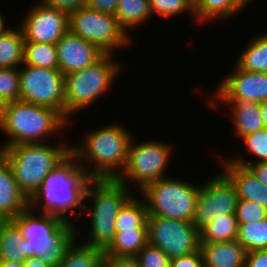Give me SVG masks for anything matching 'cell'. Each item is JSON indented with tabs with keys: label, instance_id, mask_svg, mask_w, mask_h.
<instances>
[{
	"label": "cell",
	"instance_id": "obj_1",
	"mask_svg": "<svg viewBox=\"0 0 267 267\" xmlns=\"http://www.w3.org/2000/svg\"><path fill=\"white\" fill-rule=\"evenodd\" d=\"M131 134L118 123L90 130L83 136L82 145H71V154L91 179H116L125 167Z\"/></svg>",
	"mask_w": 267,
	"mask_h": 267
},
{
	"label": "cell",
	"instance_id": "obj_2",
	"mask_svg": "<svg viewBox=\"0 0 267 267\" xmlns=\"http://www.w3.org/2000/svg\"><path fill=\"white\" fill-rule=\"evenodd\" d=\"M91 180L77 159L70 154L45 177L42 186L29 200V207L72 222L69 213L78 221L82 217L85 192ZM80 208L81 212L78 213L76 209Z\"/></svg>",
	"mask_w": 267,
	"mask_h": 267
},
{
	"label": "cell",
	"instance_id": "obj_3",
	"mask_svg": "<svg viewBox=\"0 0 267 267\" xmlns=\"http://www.w3.org/2000/svg\"><path fill=\"white\" fill-rule=\"evenodd\" d=\"M62 142L19 144L0 150L19 190L28 200L42 186L45 177L71 154V143Z\"/></svg>",
	"mask_w": 267,
	"mask_h": 267
},
{
	"label": "cell",
	"instance_id": "obj_4",
	"mask_svg": "<svg viewBox=\"0 0 267 267\" xmlns=\"http://www.w3.org/2000/svg\"><path fill=\"white\" fill-rule=\"evenodd\" d=\"M115 179L91 180L85 192L86 202L92 200L88 207L84 203V215L91 218L88 238L82 243L105 251L112 243L116 230V217L122 206L133 196L131 189ZM87 205V206H86ZM87 238V239H86Z\"/></svg>",
	"mask_w": 267,
	"mask_h": 267
},
{
	"label": "cell",
	"instance_id": "obj_5",
	"mask_svg": "<svg viewBox=\"0 0 267 267\" xmlns=\"http://www.w3.org/2000/svg\"><path fill=\"white\" fill-rule=\"evenodd\" d=\"M66 125L69 122L55 109L20 100L6 103L0 131L8 140L0 150L19 144L45 143Z\"/></svg>",
	"mask_w": 267,
	"mask_h": 267
},
{
	"label": "cell",
	"instance_id": "obj_6",
	"mask_svg": "<svg viewBox=\"0 0 267 267\" xmlns=\"http://www.w3.org/2000/svg\"><path fill=\"white\" fill-rule=\"evenodd\" d=\"M37 213H41L37 215ZM11 221L27 242L28 258L57 259L76 238L77 227L63 218L32 210L29 206ZM76 227V228H75Z\"/></svg>",
	"mask_w": 267,
	"mask_h": 267
},
{
	"label": "cell",
	"instance_id": "obj_7",
	"mask_svg": "<svg viewBox=\"0 0 267 267\" xmlns=\"http://www.w3.org/2000/svg\"><path fill=\"white\" fill-rule=\"evenodd\" d=\"M113 57V54H104L94 64L64 75L65 119L68 122L75 113L99 100L118 78L122 65Z\"/></svg>",
	"mask_w": 267,
	"mask_h": 267
},
{
	"label": "cell",
	"instance_id": "obj_8",
	"mask_svg": "<svg viewBox=\"0 0 267 267\" xmlns=\"http://www.w3.org/2000/svg\"><path fill=\"white\" fill-rule=\"evenodd\" d=\"M200 183L174 177H165L150 182L139 192L144 200L148 215L166 219L193 222Z\"/></svg>",
	"mask_w": 267,
	"mask_h": 267
},
{
	"label": "cell",
	"instance_id": "obj_9",
	"mask_svg": "<svg viewBox=\"0 0 267 267\" xmlns=\"http://www.w3.org/2000/svg\"><path fill=\"white\" fill-rule=\"evenodd\" d=\"M135 143L132 138L125 167L115 180L127 187L131 181L139 192L150 182L168 177L165 173L174 149L167 142L152 139Z\"/></svg>",
	"mask_w": 267,
	"mask_h": 267
},
{
	"label": "cell",
	"instance_id": "obj_10",
	"mask_svg": "<svg viewBox=\"0 0 267 267\" xmlns=\"http://www.w3.org/2000/svg\"><path fill=\"white\" fill-rule=\"evenodd\" d=\"M69 31L96 45L105 54L133 43L114 15L102 13L86 6L68 14Z\"/></svg>",
	"mask_w": 267,
	"mask_h": 267
},
{
	"label": "cell",
	"instance_id": "obj_11",
	"mask_svg": "<svg viewBox=\"0 0 267 267\" xmlns=\"http://www.w3.org/2000/svg\"><path fill=\"white\" fill-rule=\"evenodd\" d=\"M20 101L55 109L65 118L64 75L59 69L22 64Z\"/></svg>",
	"mask_w": 267,
	"mask_h": 267
},
{
	"label": "cell",
	"instance_id": "obj_12",
	"mask_svg": "<svg viewBox=\"0 0 267 267\" xmlns=\"http://www.w3.org/2000/svg\"><path fill=\"white\" fill-rule=\"evenodd\" d=\"M148 243L159 247L169 259L200 249V231L193 222L147 216Z\"/></svg>",
	"mask_w": 267,
	"mask_h": 267
},
{
	"label": "cell",
	"instance_id": "obj_13",
	"mask_svg": "<svg viewBox=\"0 0 267 267\" xmlns=\"http://www.w3.org/2000/svg\"><path fill=\"white\" fill-rule=\"evenodd\" d=\"M216 174L200 184L193 218L199 231L217 217L236 212L238 196L235 186L221 171Z\"/></svg>",
	"mask_w": 267,
	"mask_h": 267
},
{
	"label": "cell",
	"instance_id": "obj_14",
	"mask_svg": "<svg viewBox=\"0 0 267 267\" xmlns=\"http://www.w3.org/2000/svg\"><path fill=\"white\" fill-rule=\"evenodd\" d=\"M39 2L21 18L24 40L56 44L69 31L68 14Z\"/></svg>",
	"mask_w": 267,
	"mask_h": 267
},
{
	"label": "cell",
	"instance_id": "obj_15",
	"mask_svg": "<svg viewBox=\"0 0 267 267\" xmlns=\"http://www.w3.org/2000/svg\"><path fill=\"white\" fill-rule=\"evenodd\" d=\"M234 71L224 78L209 100H240L261 103L267 101V73L249 72L236 63Z\"/></svg>",
	"mask_w": 267,
	"mask_h": 267
},
{
	"label": "cell",
	"instance_id": "obj_16",
	"mask_svg": "<svg viewBox=\"0 0 267 267\" xmlns=\"http://www.w3.org/2000/svg\"><path fill=\"white\" fill-rule=\"evenodd\" d=\"M58 69L63 75L94 64L105 53L96 45L68 31L56 44Z\"/></svg>",
	"mask_w": 267,
	"mask_h": 267
},
{
	"label": "cell",
	"instance_id": "obj_17",
	"mask_svg": "<svg viewBox=\"0 0 267 267\" xmlns=\"http://www.w3.org/2000/svg\"><path fill=\"white\" fill-rule=\"evenodd\" d=\"M221 159V172L235 186L238 199L256 202L267 210V186L248 167L231 162L229 157Z\"/></svg>",
	"mask_w": 267,
	"mask_h": 267
},
{
	"label": "cell",
	"instance_id": "obj_18",
	"mask_svg": "<svg viewBox=\"0 0 267 267\" xmlns=\"http://www.w3.org/2000/svg\"><path fill=\"white\" fill-rule=\"evenodd\" d=\"M206 102L210 109L218 108L220 104H226L228 111L230 107L229 114L234 125H232L233 131L240 139L265 128L261 117L260 103L240 100H208Z\"/></svg>",
	"mask_w": 267,
	"mask_h": 267
},
{
	"label": "cell",
	"instance_id": "obj_19",
	"mask_svg": "<svg viewBox=\"0 0 267 267\" xmlns=\"http://www.w3.org/2000/svg\"><path fill=\"white\" fill-rule=\"evenodd\" d=\"M29 206L21 193L8 162L0 155V216L11 220Z\"/></svg>",
	"mask_w": 267,
	"mask_h": 267
},
{
	"label": "cell",
	"instance_id": "obj_20",
	"mask_svg": "<svg viewBox=\"0 0 267 267\" xmlns=\"http://www.w3.org/2000/svg\"><path fill=\"white\" fill-rule=\"evenodd\" d=\"M204 267H244L246 250L233 240L228 242H200Z\"/></svg>",
	"mask_w": 267,
	"mask_h": 267
},
{
	"label": "cell",
	"instance_id": "obj_21",
	"mask_svg": "<svg viewBox=\"0 0 267 267\" xmlns=\"http://www.w3.org/2000/svg\"><path fill=\"white\" fill-rule=\"evenodd\" d=\"M80 231H76L75 240L67 247L65 253L55 260V267H102L104 251L80 243L77 236Z\"/></svg>",
	"mask_w": 267,
	"mask_h": 267
},
{
	"label": "cell",
	"instance_id": "obj_22",
	"mask_svg": "<svg viewBox=\"0 0 267 267\" xmlns=\"http://www.w3.org/2000/svg\"><path fill=\"white\" fill-rule=\"evenodd\" d=\"M27 258L26 240L11 220H5L0 226V261L24 262Z\"/></svg>",
	"mask_w": 267,
	"mask_h": 267
},
{
	"label": "cell",
	"instance_id": "obj_23",
	"mask_svg": "<svg viewBox=\"0 0 267 267\" xmlns=\"http://www.w3.org/2000/svg\"><path fill=\"white\" fill-rule=\"evenodd\" d=\"M247 5L242 0H196L194 14L196 22L206 23L211 20L230 19Z\"/></svg>",
	"mask_w": 267,
	"mask_h": 267
},
{
	"label": "cell",
	"instance_id": "obj_24",
	"mask_svg": "<svg viewBox=\"0 0 267 267\" xmlns=\"http://www.w3.org/2000/svg\"><path fill=\"white\" fill-rule=\"evenodd\" d=\"M24 35L20 26L0 34V68H18L24 61Z\"/></svg>",
	"mask_w": 267,
	"mask_h": 267
},
{
	"label": "cell",
	"instance_id": "obj_25",
	"mask_svg": "<svg viewBox=\"0 0 267 267\" xmlns=\"http://www.w3.org/2000/svg\"><path fill=\"white\" fill-rule=\"evenodd\" d=\"M236 64L249 72L267 73V32L253 37L237 56Z\"/></svg>",
	"mask_w": 267,
	"mask_h": 267
},
{
	"label": "cell",
	"instance_id": "obj_26",
	"mask_svg": "<svg viewBox=\"0 0 267 267\" xmlns=\"http://www.w3.org/2000/svg\"><path fill=\"white\" fill-rule=\"evenodd\" d=\"M148 244V229L116 232L104 255L136 256Z\"/></svg>",
	"mask_w": 267,
	"mask_h": 267
},
{
	"label": "cell",
	"instance_id": "obj_27",
	"mask_svg": "<svg viewBox=\"0 0 267 267\" xmlns=\"http://www.w3.org/2000/svg\"><path fill=\"white\" fill-rule=\"evenodd\" d=\"M114 16L126 33L131 34L128 31L151 20L149 0H119Z\"/></svg>",
	"mask_w": 267,
	"mask_h": 267
},
{
	"label": "cell",
	"instance_id": "obj_28",
	"mask_svg": "<svg viewBox=\"0 0 267 267\" xmlns=\"http://www.w3.org/2000/svg\"><path fill=\"white\" fill-rule=\"evenodd\" d=\"M147 208L139 195H133L119 210L116 217V232L133 229H148Z\"/></svg>",
	"mask_w": 267,
	"mask_h": 267
},
{
	"label": "cell",
	"instance_id": "obj_29",
	"mask_svg": "<svg viewBox=\"0 0 267 267\" xmlns=\"http://www.w3.org/2000/svg\"><path fill=\"white\" fill-rule=\"evenodd\" d=\"M238 222L235 214L219 216L200 230V242H228L237 239Z\"/></svg>",
	"mask_w": 267,
	"mask_h": 267
},
{
	"label": "cell",
	"instance_id": "obj_30",
	"mask_svg": "<svg viewBox=\"0 0 267 267\" xmlns=\"http://www.w3.org/2000/svg\"><path fill=\"white\" fill-rule=\"evenodd\" d=\"M24 64L47 69H58L55 44L24 41Z\"/></svg>",
	"mask_w": 267,
	"mask_h": 267
},
{
	"label": "cell",
	"instance_id": "obj_31",
	"mask_svg": "<svg viewBox=\"0 0 267 267\" xmlns=\"http://www.w3.org/2000/svg\"><path fill=\"white\" fill-rule=\"evenodd\" d=\"M246 145L245 149H247L248 155L255 156L256 160L254 161H247L248 157H244L245 155H241L238 157L233 156L229 160L234 162L238 165L248 167L251 164L256 163H265L267 162V128H264L260 131L250 133L241 138Z\"/></svg>",
	"mask_w": 267,
	"mask_h": 267
},
{
	"label": "cell",
	"instance_id": "obj_32",
	"mask_svg": "<svg viewBox=\"0 0 267 267\" xmlns=\"http://www.w3.org/2000/svg\"><path fill=\"white\" fill-rule=\"evenodd\" d=\"M237 240L246 252L267 249V217L257 223L238 224Z\"/></svg>",
	"mask_w": 267,
	"mask_h": 267
},
{
	"label": "cell",
	"instance_id": "obj_33",
	"mask_svg": "<svg viewBox=\"0 0 267 267\" xmlns=\"http://www.w3.org/2000/svg\"><path fill=\"white\" fill-rule=\"evenodd\" d=\"M149 3L152 16L156 14L163 18H170L189 13L194 18L193 20H196L194 3L191 0H149Z\"/></svg>",
	"mask_w": 267,
	"mask_h": 267
},
{
	"label": "cell",
	"instance_id": "obj_34",
	"mask_svg": "<svg viewBox=\"0 0 267 267\" xmlns=\"http://www.w3.org/2000/svg\"><path fill=\"white\" fill-rule=\"evenodd\" d=\"M19 98V68H0V100L6 104L13 101H19Z\"/></svg>",
	"mask_w": 267,
	"mask_h": 267
},
{
	"label": "cell",
	"instance_id": "obj_35",
	"mask_svg": "<svg viewBox=\"0 0 267 267\" xmlns=\"http://www.w3.org/2000/svg\"><path fill=\"white\" fill-rule=\"evenodd\" d=\"M235 215L238 224H252L265 219L267 210L256 202L238 199Z\"/></svg>",
	"mask_w": 267,
	"mask_h": 267
},
{
	"label": "cell",
	"instance_id": "obj_36",
	"mask_svg": "<svg viewBox=\"0 0 267 267\" xmlns=\"http://www.w3.org/2000/svg\"><path fill=\"white\" fill-rule=\"evenodd\" d=\"M140 267H170L168 256L156 246L148 243L136 256Z\"/></svg>",
	"mask_w": 267,
	"mask_h": 267
},
{
	"label": "cell",
	"instance_id": "obj_37",
	"mask_svg": "<svg viewBox=\"0 0 267 267\" xmlns=\"http://www.w3.org/2000/svg\"><path fill=\"white\" fill-rule=\"evenodd\" d=\"M170 267H204L202 251L170 259Z\"/></svg>",
	"mask_w": 267,
	"mask_h": 267
},
{
	"label": "cell",
	"instance_id": "obj_38",
	"mask_svg": "<svg viewBox=\"0 0 267 267\" xmlns=\"http://www.w3.org/2000/svg\"><path fill=\"white\" fill-rule=\"evenodd\" d=\"M102 267H140L135 256L104 255Z\"/></svg>",
	"mask_w": 267,
	"mask_h": 267
},
{
	"label": "cell",
	"instance_id": "obj_39",
	"mask_svg": "<svg viewBox=\"0 0 267 267\" xmlns=\"http://www.w3.org/2000/svg\"><path fill=\"white\" fill-rule=\"evenodd\" d=\"M43 4L57 10H62L67 14L85 6V0H40Z\"/></svg>",
	"mask_w": 267,
	"mask_h": 267
},
{
	"label": "cell",
	"instance_id": "obj_40",
	"mask_svg": "<svg viewBox=\"0 0 267 267\" xmlns=\"http://www.w3.org/2000/svg\"><path fill=\"white\" fill-rule=\"evenodd\" d=\"M118 2L119 0H85V6L102 13L114 15Z\"/></svg>",
	"mask_w": 267,
	"mask_h": 267
},
{
	"label": "cell",
	"instance_id": "obj_41",
	"mask_svg": "<svg viewBox=\"0 0 267 267\" xmlns=\"http://www.w3.org/2000/svg\"><path fill=\"white\" fill-rule=\"evenodd\" d=\"M244 267H267V249L247 252Z\"/></svg>",
	"mask_w": 267,
	"mask_h": 267
},
{
	"label": "cell",
	"instance_id": "obj_42",
	"mask_svg": "<svg viewBox=\"0 0 267 267\" xmlns=\"http://www.w3.org/2000/svg\"><path fill=\"white\" fill-rule=\"evenodd\" d=\"M56 259H45L41 257L27 258L23 262V267H55Z\"/></svg>",
	"mask_w": 267,
	"mask_h": 267
},
{
	"label": "cell",
	"instance_id": "obj_43",
	"mask_svg": "<svg viewBox=\"0 0 267 267\" xmlns=\"http://www.w3.org/2000/svg\"><path fill=\"white\" fill-rule=\"evenodd\" d=\"M248 168L254 173L261 183L267 186V162L251 164Z\"/></svg>",
	"mask_w": 267,
	"mask_h": 267
},
{
	"label": "cell",
	"instance_id": "obj_44",
	"mask_svg": "<svg viewBox=\"0 0 267 267\" xmlns=\"http://www.w3.org/2000/svg\"><path fill=\"white\" fill-rule=\"evenodd\" d=\"M260 112L264 122V127L267 128V101L260 103Z\"/></svg>",
	"mask_w": 267,
	"mask_h": 267
},
{
	"label": "cell",
	"instance_id": "obj_45",
	"mask_svg": "<svg viewBox=\"0 0 267 267\" xmlns=\"http://www.w3.org/2000/svg\"><path fill=\"white\" fill-rule=\"evenodd\" d=\"M0 267H23V262L0 261Z\"/></svg>",
	"mask_w": 267,
	"mask_h": 267
},
{
	"label": "cell",
	"instance_id": "obj_46",
	"mask_svg": "<svg viewBox=\"0 0 267 267\" xmlns=\"http://www.w3.org/2000/svg\"><path fill=\"white\" fill-rule=\"evenodd\" d=\"M7 28V25L5 24L4 16H2L0 12V34Z\"/></svg>",
	"mask_w": 267,
	"mask_h": 267
},
{
	"label": "cell",
	"instance_id": "obj_47",
	"mask_svg": "<svg viewBox=\"0 0 267 267\" xmlns=\"http://www.w3.org/2000/svg\"><path fill=\"white\" fill-rule=\"evenodd\" d=\"M4 105L5 104L0 100V129L3 123Z\"/></svg>",
	"mask_w": 267,
	"mask_h": 267
},
{
	"label": "cell",
	"instance_id": "obj_48",
	"mask_svg": "<svg viewBox=\"0 0 267 267\" xmlns=\"http://www.w3.org/2000/svg\"><path fill=\"white\" fill-rule=\"evenodd\" d=\"M246 5L249 4L252 0H242Z\"/></svg>",
	"mask_w": 267,
	"mask_h": 267
},
{
	"label": "cell",
	"instance_id": "obj_49",
	"mask_svg": "<svg viewBox=\"0 0 267 267\" xmlns=\"http://www.w3.org/2000/svg\"><path fill=\"white\" fill-rule=\"evenodd\" d=\"M4 221H5V219L0 216V226Z\"/></svg>",
	"mask_w": 267,
	"mask_h": 267
}]
</instances>
